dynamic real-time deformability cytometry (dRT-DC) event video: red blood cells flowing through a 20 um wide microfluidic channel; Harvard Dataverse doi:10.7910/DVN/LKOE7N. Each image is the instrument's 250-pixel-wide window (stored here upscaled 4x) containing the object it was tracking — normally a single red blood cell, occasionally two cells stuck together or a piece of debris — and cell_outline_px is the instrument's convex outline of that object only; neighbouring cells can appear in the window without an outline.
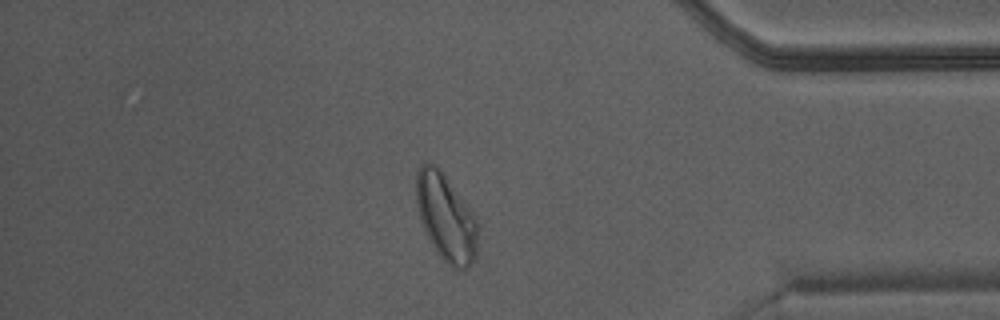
{"species": "Egyptian fruit bat (a non-hibernating species)", "species_latin": "Rousettus aegyptiacus", "temperature_condition": "warm", "stored_images_in_passage": 49, "camera_frame_rate_fps": 3000, "um_per_image_px": 0.085, "animal": {"sex": "male"}, "frame": {"image": 1, "passage_image": 42, "time_ms": 13.667, "image_size_px": [1000, 320], "cell_outline_px": [[476, 256], [472, 264], [468, 268], [452, 268], [440, 256], [428, 236], [424, 228], [416, 208], [416, 172], [420, 164], [424, 160], [436, 164], [472, 212], [476, 220]], "centroid_in_image_um": [37.87, 18.44], "position_along_channel_um": 397.3, "area_um2": 30.81}}